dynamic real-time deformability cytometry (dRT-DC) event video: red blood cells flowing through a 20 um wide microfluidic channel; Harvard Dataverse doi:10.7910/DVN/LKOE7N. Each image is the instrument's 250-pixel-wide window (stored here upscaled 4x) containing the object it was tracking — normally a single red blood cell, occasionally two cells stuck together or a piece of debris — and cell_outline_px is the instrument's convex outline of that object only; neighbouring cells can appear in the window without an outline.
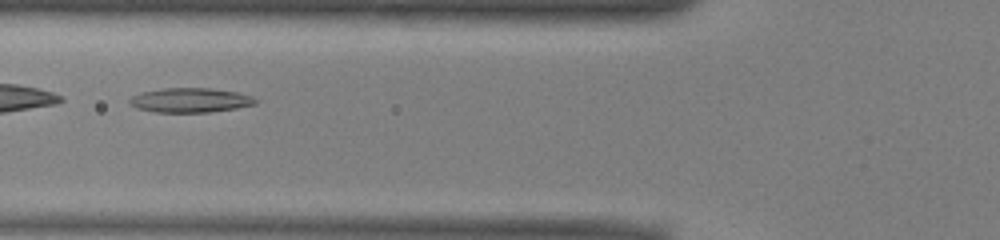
{"species": "common noctule bat (a hibernating species)", "species_latin": "Nyctalus noctula", "temperature_condition": "warm", "stored_images_in_passage": 42, "camera_frame_rate_fps": 3000, "um_per_image_px": 0.085, "animal": {"sex": "male", "body_mass_g": 13.0, "forearm_length_mm": 53.1}, "frame": {"image": 1, "passage_image": 19, "time_ms": 6.0, "image_size_px": [1000, 240], "cell_outline_px": [[256, 104], [236, 108], [208, 112], [156, 112], [136, 108], [128, 104], [128, 100], [132, 96], [140, 92], [164, 88], [208, 88], [236, 92], [252, 96], [256, 100]], "centroid_in_image_um": [16.12, 8.51], "position_along_channel_um": 109.7, "area_um2": 17.92}}
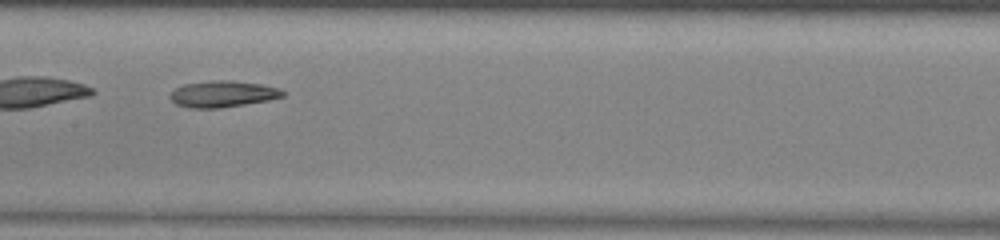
{"frame": {"image": 2, "passage_image": 25, "time_ms": 8.0, "image_size_px": [1000, 240], "cell_outline_px": [[284, 96], [268, 100], [220, 108], [188, 108], [176, 104], [168, 96], [176, 88], [184, 84], [212, 80], [232, 80], [260, 84], [280, 88], [284, 92]], "centroid_in_image_um": [18.92, 7.98], "position_along_channel_um": 188.5, "area_um2": 17.28}}
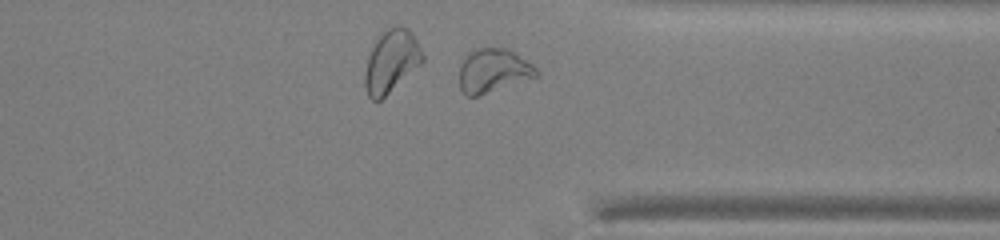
{"frame": {"image": 3, "passage_image": 39, "time_ms": 12.667, "image_size_px": [1000, 240], "cell_outline_px": [[540, 72], [536, 76], [476, 96], [468, 96], [460, 88], [460, 60], [468, 52], [476, 48], [504, 48], [512, 52], [532, 64]], "centroid_in_image_um": [41.87, 5.98], "position_along_channel_um": 369.5, "area_um2": 19.25}, "authors_computed_cell_mechanics": {"area_um2": 18.6983, "velocity_mm_per_s": 3.9381, "shape_relaxation_time_tau1_ms": null, "shape_relaxation_time_tau2_ms": 8.6344, "deformation_change_tau1": null, "deformation_change_tau2": 0.1884}}